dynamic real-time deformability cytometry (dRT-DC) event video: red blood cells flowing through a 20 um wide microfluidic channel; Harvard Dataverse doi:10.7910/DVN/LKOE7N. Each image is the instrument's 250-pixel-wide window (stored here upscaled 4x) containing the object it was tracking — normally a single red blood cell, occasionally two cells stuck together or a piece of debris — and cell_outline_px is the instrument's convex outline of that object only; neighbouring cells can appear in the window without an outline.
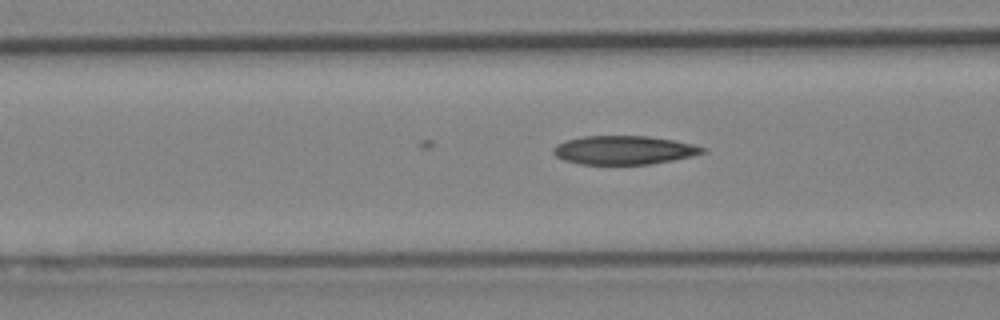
{"species": "Egyptian fruit bat (a non-hibernating species)", "species_latin": "Rousettus aegyptiacus", "temperature_condition": "cold", "stored_images_in_passage": 8, "camera_frame_rate_fps": 3000, "um_per_image_px": 0.085, "animal": {"sex": "female"}, "frame": {"image": 1, "passage_image": 8, "time_ms": 2.333, "image_size_px": [1000, 320], "cell_outline_px": [[708, 152], [692, 156], [672, 160], [648, 164], [580, 164], [564, 160], [556, 156], [552, 152], [552, 148], [556, 144], [564, 140], [580, 136], [648, 136], [672, 140], [692, 144], [708, 148]], "centroid_in_image_um": [53.02, 12.75], "position_along_channel_um": 113.6, "area_um2": 25.09}}